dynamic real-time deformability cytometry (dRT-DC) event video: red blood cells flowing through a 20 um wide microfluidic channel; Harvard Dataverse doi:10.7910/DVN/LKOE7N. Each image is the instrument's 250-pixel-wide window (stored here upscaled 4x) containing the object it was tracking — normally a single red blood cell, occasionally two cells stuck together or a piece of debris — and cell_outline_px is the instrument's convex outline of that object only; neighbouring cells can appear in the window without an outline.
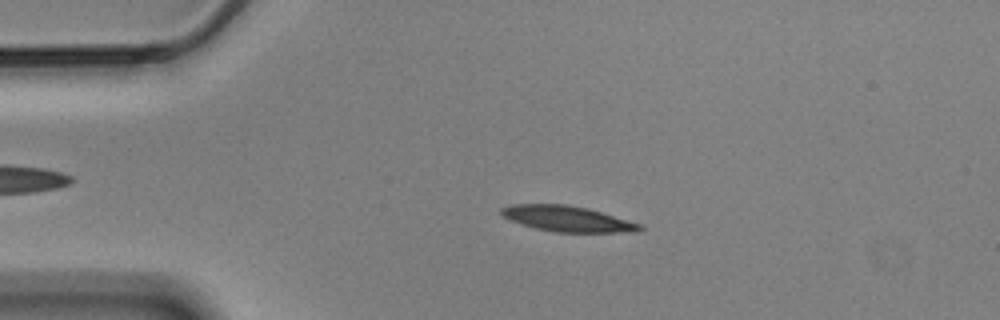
{"species": "Egyptian fruit bat (a non-hibernating species)", "species_latin": "Rousettus aegyptiacus", "temperature_condition": "cold", "stored_images_in_passage": 53, "camera_frame_rate_fps": 3000, "um_per_image_px": 0.085, "animal": {"sex": "male"}, "frame": {"image": 1, "passage_image": 11, "time_ms": 3.333, "image_size_px": [1000, 320], "cell_outline_px": [[644, 228], [636, 232], [552, 232], [536, 228], [512, 220], [504, 216], [500, 212], [500, 208], [512, 204], [568, 204], [588, 208], [640, 224]], "centroid_in_image_um": [48.23, 18.59], "position_along_channel_um": 36.8, "area_um2": 20.46}}
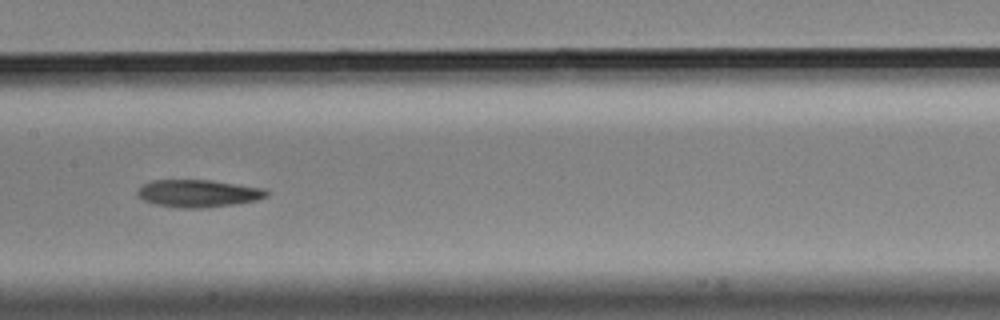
{"frame": {"image": 2, "passage_image": 27, "time_ms": 8.667, "image_size_px": [1000, 320], "cell_outline_px": [[268, 196], [256, 200], [236, 204], [204, 208], [176, 208], [156, 204], [144, 200], [136, 192], [144, 184], [152, 180], [212, 180], [268, 188]], "centroid_in_image_um": [16.92, 16.43], "position_along_channel_um": 190.5, "area_um2": 20.81}}
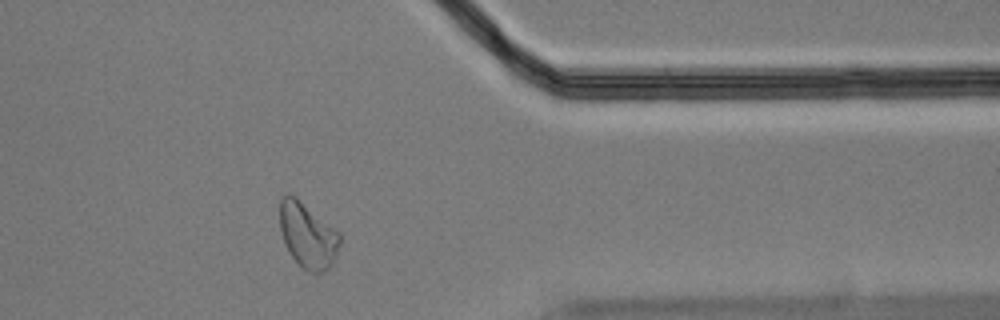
{"frame": {"image": 3, "passage_image": 45, "time_ms": 14.667, "image_size_px": [1000, 320], "cell_outline_px": [[340, 244], [336, 256], [332, 264], [324, 272], [308, 272], [292, 256], [284, 244], [280, 232], [280, 200], [288, 192], [296, 196], [340, 232]], "centroid_in_image_um": [26.15, 19.98], "position_along_channel_um": 385.2, "area_um2": 22.95}}